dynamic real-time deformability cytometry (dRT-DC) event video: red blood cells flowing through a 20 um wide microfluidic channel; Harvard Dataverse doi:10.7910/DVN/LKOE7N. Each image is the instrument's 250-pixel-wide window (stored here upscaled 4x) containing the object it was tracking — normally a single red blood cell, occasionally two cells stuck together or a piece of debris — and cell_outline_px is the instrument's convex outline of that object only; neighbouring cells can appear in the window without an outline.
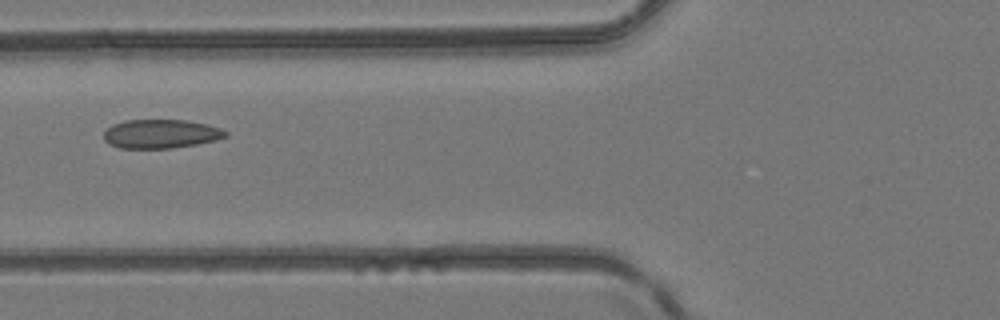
{"species": "common noctule bat (a hibernating species)", "species_latin": "Nyctalus noctula", "temperature_condition": "room temperature", "stored_images_in_passage": 4, "camera_frame_rate_fps": 3000, "um_per_image_px": 0.085, "animal": {"sex": "female", "body_mass_g": 24.6, "forearm_length_mm": 56.2}, "frame": {"image": 1, "passage_image": 3, "time_ms": 0.667, "image_size_px": [1000, 320], "cell_outline_px": [[228, 136], [216, 140], [196, 144], [172, 148], [120, 148], [108, 144], [104, 140], [104, 132], [112, 124], [124, 120], [184, 120], [208, 124], [220, 128], [228, 132]], "centroid_in_image_um": [13.67, 11.37], "position_along_channel_um": 112.1, "area_um2": 20.58}}
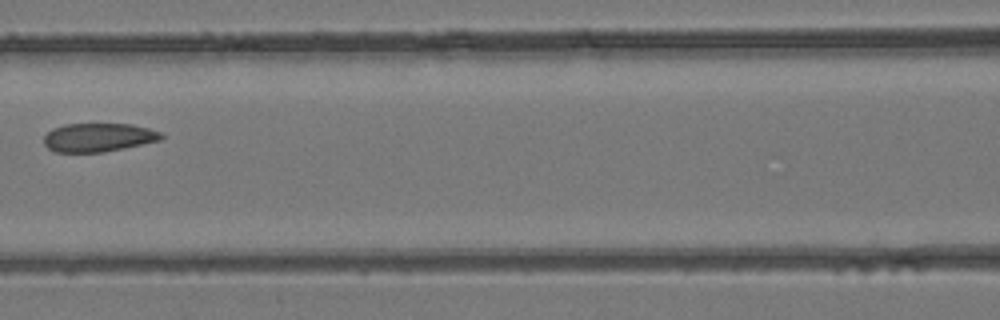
{"frame": {"image": 2, "passage_image": 4, "time_ms": 1.0, "image_size_px": [1000, 320], "cell_outline_px": [[164, 136], [160, 140], [124, 148], [104, 152], [56, 152], [48, 148], [44, 144], [44, 136], [52, 128], [64, 124], [132, 124], [148, 128], [160, 132]], "centroid_in_image_um": [8.34, 11.68], "position_along_channel_um": 158.3, "area_um2": 19.54}}